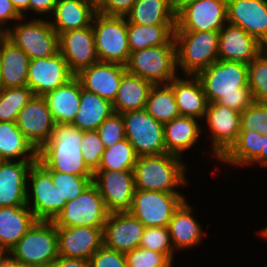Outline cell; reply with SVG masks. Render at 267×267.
<instances>
[{
	"mask_svg": "<svg viewBox=\"0 0 267 267\" xmlns=\"http://www.w3.org/2000/svg\"><path fill=\"white\" fill-rule=\"evenodd\" d=\"M43 97L55 124H72L79 110L81 82L75 76Z\"/></svg>",
	"mask_w": 267,
	"mask_h": 267,
	"instance_id": "30",
	"label": "cell"
},
{
	"mask_svg": "<svg viewBox=\"0 0 267 267\" xmlns=\"http://www.w3.org/2000/svg\"><path fill=\"white\" fill-rule=\"evenodd\" d=\"M145 111L161 123L180 116L174 91L169 84L153 85L145 104Z\"/></svg>",
	"mask_w": 267,
	"mask_h": 267,
	"instance_id": "38",
	"label": "cell"
},
{
	"mask_svg": "<svg viewBox=\"0 0 267 267\" xmlns=\"http://www.w3.org/2000/svg\"><path fill=\"white\" fill-rule=\"evenodd\" d=\"M21 18L22 16L16 11L11 0H0V34H4Z\"/></svg>",
	"mask_w": 267,
	"mask_h": 267,
	"instance_id": "50",
	"label": "cell"
},
{
	"mask_svg": "<svg viewBox=\"0 0 267 267\" xmlns=\"http://www.w3.org/2000/svg\"><path fill=\"white\" fill-rule=\"evenodd\" d=\"M241 113L217 102L208 103L202 132L210 140L211 147L208 152L219 160L237 141L240 133Z\"/></svg>",
	"mask_w": 267,
	"mask_h": 267,
	"instance_id": "9",
	"label": "cell"
},
{
	"mask_svg": "<svg viewBox=\"0 0 267 267\" xmlns=\"http://www.w3.org/2000/svg\"><path fill=\"white\" fill-rule=\"evenodd\" d=\"M75 74L69 69L62 54L30 60L27 86L34 95L44 96L70 81Z\"/></svg>",
	"mask_w": 267,
	"mask_h": 267,
	"instance_id": "16",
	"label": "cell"
},
{
	"mask_svg": "<svg viewBox=\"0 0 267 267\" xmlns=\"http://www.w3.org/2000/svg\"><path fill=\"white\" fill-rule=\"evenodd\" d=\"M125 18L145 26L176 25V10L173 0H137Z\"/></svg>",
	"mask_w": 267,
	"mask_h": 267,
	"instance_id": "33",
	"label": "cell"
},
{
	"mask_svg": "<svg viewBox=\"0 0 267 267\" xmlns=\"http://www.w3.org/2000/svg\"><path fill=\"white\" fill-rule=\"evenodd\" d=\"M61 195V211L66 202L77 198L93 182L94 176H76L69 173L48 171Z\"/></svg>",
	"mask_w": 267,
	"mask_h": 267,
	"instance_id": "41",
	"label": "cell"
},
{
	"mask_svg": "<svg viewBox=\"0 0 267 267\" xmlns=\"http://www.w3.org/2000/svg\"><path fill=\"white\" fill-rule=\"evenodd\" d=\"M49 267H90L89 260L59 256Z\"/></svg>",
	"mask_w": 267,
	"mask_h": 267,
	"instance_id": "52",
	"label": "cell"
},
{
	"mask_svg": "<svg viewBox=\"0 0 267 267\" xmlns=\"http://www.w3.org/2000/svg\"><path fill=\"white\" fill-rule=\"evenodd\" d=\"M264 135L257 131L240 132L237 141L217 161L229 167L246 168L261 154Z\"/></svg>",
	"mask_w": 267,
	"mask_h": 267,
	"instance_id": "36",
	"label": "cell"
},
{
	"mask_svg": "<svg viewBox=\"0 0 267 267\" xmlns=\"http://www.w3.org/2000/svg\"><path fill=\"white\" fill-rule=\"evenodd\" d=\"M108 214L99 189L92 182L81 195L66 202L53 222L56 227H103Z\"/></svg>",
	"mask_w": 267,
	"mask_h": 267,
	"instance_id": "13",
	"label": "cell"
},
{
	"mask_svg": "<svg viewBox=\"0 0 267 267\" xmlns=\"http://www.w3.org/2000/svg\"><path fill=\"white\" fill-rule=\"evenodd\" d=\"M137 0H105L97 12L108 16H126Z\"/></svg>",
	"mask_w": 267,
	"mask_h": 267,
	"instance_id": "49",
	"label": "cell"
},
{
	"mask_svg": "<svg viewBox=\"0 0 267 267\" xmlns=\"http://www.w3.org/2000/svg\"><path fill=\"white\" fill-rule=\"evenodd\" d=\"M138 156L132 144L125 138L106 148L103 152L99 168L97 170H134Z\"/></svg>",
	"mask_w": 267,
	"mask_h": 267,
	"instance_id": "39",
	"label": "cell"
},
{
	"mask_svg": "<svg viewBox=\"0 0 267 267\" xmlns=\"http://www.w3.org/2000/svg\"><path fill=\"white\" fill-rule=\"evenodd\" d=\"M82 132L72 124H55L50 139L38 150V162L47 171L94 176L82 157Z\"/></svg>",
	"mask_w": 267,
	"mask_h": 267,
	"instance_id": "3",
	"label": "cell"
},
{
	"mask_svg": "<svg viewBox=\"0 0 267 267\" xmlns=\"http://www.w3.org/2000/svg\"><path fill=\"white\" fill-rule=\"evenodd\" d=\"M250 165L251 166H248L249 168L256 165V167L260 166V168L267 169V134L264 135V144L261 154Z\"/></svg>",
	"mask_w": 267,
	"mask_h": 267,
	"instance_id": "53",
	"label": "cell"
},
{
	"mask_svg": "<svg viewBox=\"0 0 267 267\" xmlns=\"http://www.w3.org/2000/svg\"><path fill=\"white\" fill-rule=\"evenodd\" d=\"M9 254L6 250H0V262Z\"/></svg>",
	"mask_w": 267,
	"mask_h": 267,
	"instance_id": "59",
	"label": "cell"
},
{
	"mask_svg": "<svg viewBox=\"0 0 267 267\" xmlns=\"http://www.w3.org/2000/svg\"><path fill=\"white\" fill-rule=\"evenodd\" d=\"M125 68L128 73L139 76L153 85L168 84L179 75L175 39L166 45L130 52Z\"/></svg>",
	"mask_w": 267,
	"mask_h": 267,
	"instance_id": "6",
	"label": "cell"
},
{
	"mask_svg": "<svg viewBox=\"0 0 267 267\" xmlns=\"http://www.w3.org/2000/svg\"><path fill=\"white\" fill-rule=\"evenodd\" d=\"M196 77L208 103L217 102L242 113L254 102L248 86V64L217 60Z\"/></svg>",
	"mask_w": 267,
	"mask_h": 267,
	"instance_id": "1",
	"label": "cell"
},
{
	"mask_svg": "<svg viewBox=\"0 0 267 267\" xmlns=\"http://www.w3.org/2000/svg\"><path fill=\"white\" fill-rule=\"evenodd\" d=\"M126 139L138 157L166 153L164 124L154 119L145 109L122 113Z\"/></svg>",
	"mask_w": 267,
	"mask_h": 267,
	"instance_id": "11",
	"label": "cell"
},
{
	"mask_svg": "<svg viewBox=\"0 0 267 267\" xmlns=\"http://www.w3.org/2000/svg\"><path fill=\"white\" fill-rule=\"evenodd\" d=\"M188 196L135 189L129 212L145 227H168L175 210Z\"/></svg>",
	"mask_w": 267,
	"mask_h": 267,
	"instance_id": "10",
	"label": "cell"
},
{
	"mask_svg": "<svg viewBox=\"0 0 267 267\" xmlns=\"http://www.w3.org/2000/svg\"><path fill=\"white\" fill-rule=\"evenodd\" d=\"M0 267H27L17 259H15L10 253L0 262Z\"/></svg>",
	"mask_w": 267,
	"mask_h": 267,
	"instance_id": "55",
	"label": "cell"
},
{
	"mask_svg": "<svg viewBox=\"0 0 267 267\" xmlns=\"http://www.w3.org/2000/svg\"><path fill=\"white\" fill-rule=\"evenodd\" d=\"M93 183L98 187L109 213L131 209L135 191L133 170H96Z\"/></svg>",
	"mask_w": 267,
	"mask_h": 267,
	"instance_id": "15",
	"label": "cell"
},
{
	"mask_svg": "<svg viewBox=\"0 0 267 267\" xmlns=\"http://www.w3.org/2000/svg\"><path fill=\"white\" fill-rule=\"evenodd\" d=\"M96 131L105 149L122 141L126 138L122 114L113 112L99 125Z\"/></svg>",
	"mask_w": 267,
	"mask_h": 267,
	"instance_id": "47",
	"label": "cell"
},
{
	"mask_svg": "<svg viewBox=\"0 0 267 267\" xmlns=\"http://www.w3.org/2000/svg\"><path fill=\"white\" fill-rule=\"evenodd\" d=\"M16 125L37 150L50 139L55 121L43 96H32L19 111Z\"/></svg>",
	"mask_w": 267,
	"mask_h": 267,
	"instance_id": "17",
	"label": "cell"
},
{
	"mask_svg": "<svg viewBox=\"0 0 267 267\" xmlns=\"http://www.w3.org/2000/svg\"><path fill=\"white\" fill-rule=\"evenodd\" d=\"M96 8H98L105 0H89Z\"/></svg>",
	"mask_w": 267,
	"mask_h": 267,
	"instance_id": "58",
	"label": "cell"
},
{
	"mask_svg": "<svg viewBox=\"0 0 267 267\" xmlns=\"http://www.w3.org/2000/svg\"><path fill=\"white\" fill-rule=\"evenodd\" d=\"M114 112L112 103L82 88L78 113L72 123L81 131L97 130Z\"/></svg>",
	"mask_w": 267,
	"mask_h": 267,
	"instance_id": "35",
	"label": "cell"
},
{
	"mask_svg": "<svg viewBox=\"0 0 267 267\" xmlns=\"http://www.w3.org/2000/svg\"><path fill=\"white\" fill-rule=\"evenodd\" d=\"M58 255L89 260L103 245V227H57Z\"/></svg>",
	"mask_w": 267,
	"mask_h": 267,
	"instance_id": "21",
	"label": "cell"
},
{
	"mask_svg": "<svg viewBox=\"0 0 267 267\" xmlns=\"http://www.w3.org/2000/svg\"><path fill=\"white\" fill-rule=\"evenodd\" d=\"M186 198L175 210L168 229L174 252L181 254L200 246L207 232L196 218L193 206ZM191 249V250H190Z\"/></svg>",
	"mask_w": 267,
	"mask_h": 267,
	"instance_id": "20",
	"label": "cell"
},
{
	"mask_svg": "<svg viewBox=\"0 0 267 267\" xmlns=\"http://www.w3.org/2000/svg\"><path fill=\"white\" fill-rule=\"evenodd\" d=\"M33 95L28 86L3 88L0 91V121L16 122L19 111Z\"/></svg>",
	"mask_w": 267,
	"mask_h": 267,
	"instance_id": "40",
	"label": "cell"
},
{
	"mask_svg": "<svg viewBox=\"0 0 267 267\" xmlns=\"http://www.w3.org/2000/svg\"><path fill=\"white\" fill-rule=\"evenodd\" d=\"M97 8L89 0H58L48 18L52 28L63 32L92 26Z\"/></svg>",
	"mask_w": 267,
	"mask_h": 267,
	"instance_id": "28",
	"label": "cell"
},
{
	"mask_svg": "<svg viewBox=\"0 0 267 267\" xmlns=\"http://www.w3.org/2000/svg\"><path fill=\"white\" fill-rule=\"evenodd\" d=\"M248 86L254 101L267 103V47L248 64Z\"/></svg>",
	"mask_w": 267,
	"mask_h": 267,
	"instance_id": "42",
	"label": "cell"
},
{
	"mask_svg": "<svg viewBox=\"0 0 267 267\" xmlns=\"http://www.w3.org/2000/svg\"><path fill=\"white\" fill-rule=\"evenodd\" d=\"M4 88L3 82H2V72H1V65H0V91Z\"/></svg>",
	"mask_w": 267,
	"mask_h": 267,
	"instance_id": "60",
	"label": "cell"
},
{
	"mask_svg": "<svg viewBox=\"0 0 267 267\" xmlns=\"http://www.w3.org/2000/svg\"><path fill=\"white\" fill-rule=\"evenodd\" d=\"M192 1H196V0H173V4L175 7L176 12L186 3L188 2H192Z\"/></svg>",
	"mask_w": 267,
	"mask_h": 267,
	"instance_id": "56",
	"label": "cell"
},
{
	"mask_svg": "<svg viewBox=\"0 0 267 267\" xmlns=\"http://www.w3.org/2000/svg\"><path fill=\"white\" fill-rule=\"evenodd\" d=\"M265 48L239 26L227 22L219 31L218 60L249 64Z\"/></svg>",
	"mask_w": 267,
	"mask_h": 267,
	"instance_id": "23",
	"label": "cell"
},
{
	"mask_svg": "<svg viewBox=\"0 0 267 267\" xmlns=\"http://www.w3.org/2000/svg\"><path fill=\"white\" fill-rule=\"evenodd\" d=\"M16 11L25 18H29V0H11Z\"/></svg>",
	"mask_w": 267,
	"mask_h": 267,
	"instance_id": "54",
	"label": "cell"
},
{
	"mask_svg": "<svg viewBox=\"0 0 267 267\" xmlns=\"http://www.w3.org/2000/svg\"><path fill=\"white\" fill-rule=\"evenodd\" d=\"M139 247L165 254L175 263L174 252L168 227H146Z\"/></svg>",
	"mask_w": 267,
	"mask_h": 267,
	"instance_id": "43",
	"label": "cell"
},
{
	"mask_svg": "<svg viewBox=\"0 0 267 267\" xmlns=\"http://www.w3.org/2000/svg\"><path fill=\"white\" fill-rule=\"evenodd\" d=\"M0 160L38 161V150L16 122L0 121Z\"/></svg>",
	"mask_w": 267,
	"mask_h": 267,
	"instance_id": "32",
	"label": "cell"
},
{
	"mask_svg": "<svg viewBox=\"0 0 267 267\" xmlns=\"http://www.w3.org/2000/svg\"><path fill=\"white\" fill-rule=\"evenodd\" d=\"M174 39L180 75L196 76L218 60L219 31H174Z\"/></svg>",
	"mask_w": 267,
	"mask_h": 267,
	"instance_id": "4",
	"label": "cell"
},
{
	"mask_svg": "<svg viewBox=\"0 0 267 267\" xmlns=\"http://www.w3.org/2000/svg\"><path fill=\"white\" fill-rule=\"evenodd\" d=\"M90 267H127L125 253L102 245L89 259Z\"/></svg>",
	"mask_w": 267,
	"mask_h": 267,
	"instance_id": "48",
	"label": "cell"
},
{
	"mask_svg": "<svg viewBox=\"0 0 267 267\" xmlns=\"http://www.w3.org/2000/svg\"><path fill=\"white\" fill-rule=\"evenodd\" d=\"M227 23V0H196L176 12L175 31H220Z\"/></svg>",
	"mask_w": 267,
	"mask_h": 267,
	"instance_id": "14",
	"label": "cell"
},
{
	"mask_svg": "<svg viewBox=\"0 0 267 267\" xmlns=\"http://www.w3.org/2000/svg\"><path fill=\"white\" fill-rule=\"evenodd\" d=\"M152 86L151 82L126 71L112 103L114 112L122 114L143 110Z\"/></svg>",
	"mask_w": 267,
	"mask_h": 267,
	"instance_id": "34",
	"label": "cell"
},
{
	"mask_svg": "<svg viewBox=\"0 0 267 267\" xmlns=\"http://www.w3.org/2000/svg\"><path fill=\"white\" fill-rule=\"evenodd\" d=\"M176 25H140L127 21L130 52L168 44L174 38Z\"/></svg>",
	"mask_w": 267,
	"mask_h": 267,
	"instance_id": "37",
	"label": "cell"
},
{
	"mask_svg": "<svg viewBox=\"0 0 267 267\" xmlns=\"http://www.w3.org/2000/svg\"><path fill=\"white\" fill-rule=\"evenodd\" d=\"M36 221L27 205L0 207V250L9 252Z\"/></svg>",
	"mask_w": 267,
	"mask_h": 267,
	"instance_id": "31",
	"label": "cell"
},
{
	"mask_svg": "<svg viewBox=\"0 0 267 267\" xmlns=\"http://www.w3.org/2000/svg\"><path fill=\"white\" fill-rule=\"evenodd\" d=\"M184 160L170 153L138 157L133 170L135 189L184 193L179 188L188 186L190 171V164Z\"/></svg>",
	"mask_w": 267,
	"mask_h": 267,
	"instance_id": "2",
	"label": "cell"
},
{
	"mask_svg": "<svg viewBox=\"0 0 267 267\" xmlns=\"http://www.w3.org/2000/svg\"><path fill=\"white\" fill-rule=\"evenodd\" d=\"M227 22L267 47V0H227Z\"/></svg>",
	"mask_w": 267,
	"mask_h": 267,
	"instance_id": "24",
	"label": "cell"
},
{
	"mask_svg": "<svg viewBox=\"0 0 267 267\" xmlns=\"http://www.w3.org/2000/svg\"><path fill=\"white\" fill-rule=\"evenodd\" d=\"M92 28L99 62L126 65L130 56L126 18L96 12Z\"/></svg>",
	"mask_w": 267,
	"mask_h": 267,
	"instance_id": "8",
	"label": "cell"
},
{
	"mask_svg": "<svg viewBox=\"0 0 267 267\" xmlns=\"http://www.w3.org/2000/svg\"><path fill=\"white\" fill-rule=\"evenodd\" d=\"M9 253L27 267H49L59 257L55 223L36 221Z\"/></svg>",
	"mask_w": 267,
	"mask_h": 267,
	"instance_id": "5",
	"label": "cell"
},
{
	"mask_svg": "<svg viewBox=\"0 0 267 267\" xmlns=\"http://www.w3.org/2000/svg\"><path fill=\"white\" fill-rule=\"evenodd\" d=\"M145 226L129 211L111 212L103 226V245L127 253L139 247Z\"/></svg>",
	"mask_w": 267,
	"mask_h": 267,
	"instance_id": "18",
	"label": "cell"
},
{
	"mask_svg": "<svg viewBox=\"0 0 267 267\" xmlns=\"http://www.w3.org/2000/svg\"><path fill=\"white\" fill-rule=\"evenodd\" d=\"M59 52L75 75L82 69L99 62L92 26L61 33Z\"/></svg>",
	"mask_w": 267,
	"mask_h": 267,
	"instance_id": "19",
	"label": "cell"
},
{
	"mask_svg": "<svg viewBox=\"0 0 267 267\" xmlns=\"http://www.w3.org/2000/svg\"><path fill=\"white\" fill-rule=\"evenodd\" d=\"M202 121L200 119L190 116H179L175 119L164 123V141L166 153L174 154L181 158L186 157L185 153L195 149L200 151L199 155H209L212 157L210 152L199 150L198 142L202 140ZM207 152V153H206ZM206 153V154H205ZM184 155V156H183Z\"/></svg>",
	"mask_w": 267,
	"mask_h": 267,
	"instance_id": "22",
	"label": "cell"
},
{
	"mask_svg": "<svg viewBox=\"0 0 267 267\" xmlns=\"http://www.w3.org/2000/svg\"><path fill=\"white\" fill-rule=\"evenodd\" d=\"M57 1L58 0H29V18L48 19L52 15Z\"/></svg>",
	"mask_w": 267,
	"mask_h": 267,
	"instance_id": "51",
	"label": "cell"
},
{
	"mask_svg": "<svg viewBox=\"0 0 267 267\" xmlns=\"http://www.w3.org/2000/svg\"><path fill=\"white\" fill-rule=\"evenodd\" d=\"M127 267H173L175 264L165 255L143 247L125 253Z\"/></svg>",
	"mask_w": 267,
	"mask_h": 267,
	"instance_id": "45",
	"label": "cell"
},
{
	"mask_svg": "<svg viewBox=\"0 0 267 267\" xmlns=\"http://www.w3.org/2000/svg\"><path fill=\"white\" fill-rule=\"evenodd\" d=\"M259 236H261L262 239L267 240V225L262 228L260 227V230L257 232Z\"/></svg>",
	"mask_w": 267,
	"mask_h": 267,
	"instance_id": "57",
	"label": "cell"
},
{
	"mask_svg": "<svg viewBox=\"0 0 267 267\" xmlns=\"http://www.w3.org/2000/svg\"><path fill=\"white\" fill-rule=\"evenodd\" d=\"M173 91L180 116L204 119L208 101L200 80L193 75H178L168 83Z\"/></svg>",
	"mask_w": 267,
	"mask_h": 267,
	"instance_id": "27",
	"label": "cell"
},
{
	"mask_svg": "<svg viewBox=\"0 0 267 267\" xmlns=\"http://www.w3.org/2000/svg\"><path fill=\"white\" fill-rule=\"evenodd\" d=\"M30 58L4 34H0V65L4 88L27 86Z\"/></svg>",
	"mask_w": 267,
	"mask_h": 267,
	"instance_id": "29",
	"label": "cell"
},
{
	"mask_svg": "<svg viewBox=\"0 0 267 267\" xmlns=\"http://www.w3.org/2000/svg\"><path fill=\"white\" fill-rule=\"evenodd\" d=\"M4 35L30 60L52 57L59 52V35L48 19L22 17Z\"/></svg>",
	"mask_w": 267,
	"mask_h": 267,
	"instance_id": "7",
	"label": "cell"
},
{
	"mask_svg": "<svg viewBox=\"0 0 267 267\" xmlns=\"http://www.w3.org/2000/svg\"><path fill=\"white\" fill-rule=\"evenodd\" d=\"M125 72V65L97 62L75 76L80 80L82 88L113 103Z\"/></svg>",
	"mask_w": 267,
	"mask_h": 267,
	"instance_id": "25",
	"label": "cell"
},
{
	"mask_svg": "<svg viewBox=\"0 0 267 267\" xmlns=\"http://www.w3.org/2000/svg\"><path fill=\"white\" fill-rule=\"evenodd\" d=\"M26 205L37 221H54L61 213V195L51 174L38 161L29 171Z\"/></svg>",
	"mask_w": 267,
	"mask_h": 267,
	"instance_id": "12",
	"label": "cell"
},
{
	"mask_svg": "<svg viewBox=\"0 0 267 267\" xmlns=\"http://www.w3.org/2000/svg\"><path fill=\"white\" fill-rule=\"evenodd\" d=\"M104 150L105 148L96 130L82 132V157L87 167L93 173L99 168Z\"/></svg>",
	"mask_w": 267,
	"mask_h": 267,
	"instance_id": "46",
	"label": "cell"
},
{
	"mask_svg": "<svg viewBox=\"0 0 267 267\" xmlns=\"http://www.w3.org/2000/svg\"><path fill=\"white\" fill-rule=\"evenodd\" d=\"M257 131L267 134V103L254 101L240 117V132Z\"/></svg>",
	"mask_w": 267,
	"mask_h": 267,
	"instance_id": "44",
	"label": "cell"
},
{
	"mask_svg": "<svg viewBox=\"0 0 267 267\" xmlns=\"http://www.w3.org/2000/svg\"><path fill=\"white\" fill-rule=\"evenodd\" d=\"M36 162L0 160V207L26 205L28 175Z\"/></svg>",
	"mask_w": 267,
	"mask_h": 267,
	"instance_id": "26",
	"label": "cell"
}]
</instances>
